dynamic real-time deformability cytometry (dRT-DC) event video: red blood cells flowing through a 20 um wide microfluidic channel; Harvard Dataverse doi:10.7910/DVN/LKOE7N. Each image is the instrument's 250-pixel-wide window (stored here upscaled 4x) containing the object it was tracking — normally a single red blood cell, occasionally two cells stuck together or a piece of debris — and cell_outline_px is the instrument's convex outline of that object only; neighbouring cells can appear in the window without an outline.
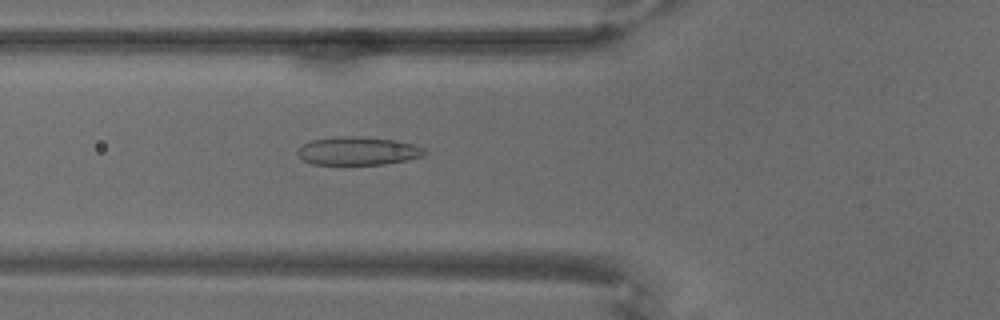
{"species": "common noctule bat (a hibernating species)", "species_latin": "Nyctalus noctula", "temperature_condition": "warm", "stored_images_in_passage": 44, "camera_frame_rate_fps": 3000, "um_per_image_px": 0.085, "animal": {"sex": "male", "body_mass_g": 18.8}, "frame": {"image": 1, "passage_image": 14, "time_ms": 4.333, "image_size_px": [1000, 320], "cell_outline_px": [[428, 152], [424, 156], [408, 160], [384, 164], [312, 164], [304, 160], [296, 152], [296, 148], [312, 140], [336, 136], [360, 136], [396, 140], [412, 144], [424, 148]], "centroid_in_image_um": [30.44, 12.82], "position_along_channel_um": 95.4, "area_um2": 21.04}}
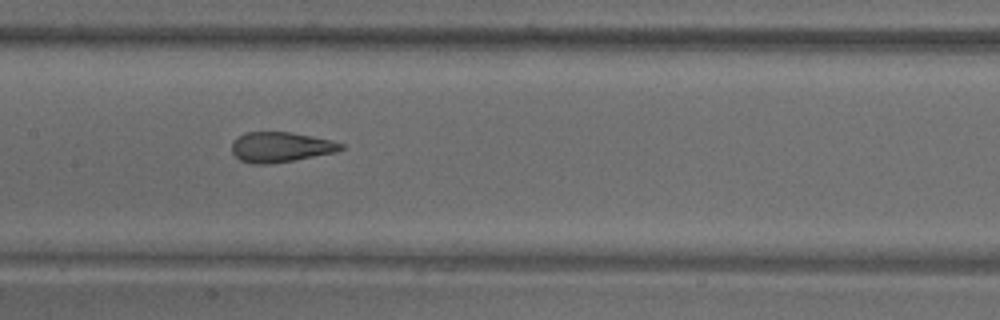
{"frame": {"image": 2, "passage_image": 23, "time_ms": 7.333, "image_size_px": [1000, 320], "cell_outline_px": [[344, 148], [336, 152], [292, 160], [268, 164], [252, 164], [240, 160], [232, 152], [232, 140], [244, 132], [292, 132], [332, 140], [344, 144]], "centroid_in_image_um": [23.84, 12.49], "position_along_channel_um": 183.6, "area_um2": 19.19}}
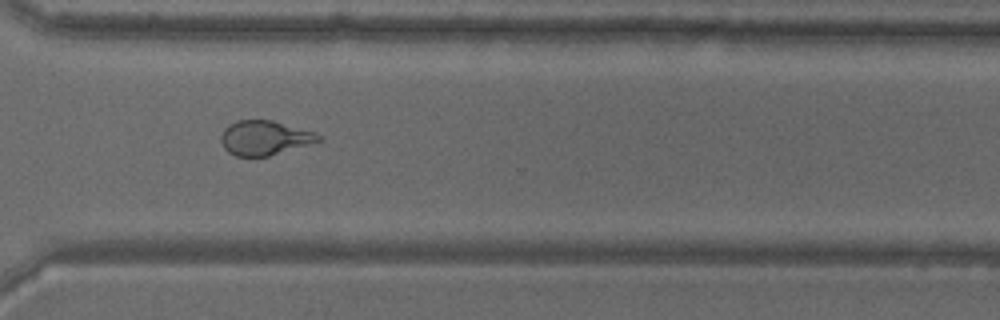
{"frame": {"image": 3, "passage_image": 40, "time_ms": 13.0, "image_size_px": [1000, 320], "cell_outline_px": [[324, 140], [268, 156], [236, 156], [228, 152], [224, 148], [220, 140], [220, 136], [224, 128], [228, 124], [236, 120], [272, 120], [316, 132]], "centroid_in_image_um": [22.48, 11.71], "position_along_channel_um": 348.1, "area_um2": 19.71}}